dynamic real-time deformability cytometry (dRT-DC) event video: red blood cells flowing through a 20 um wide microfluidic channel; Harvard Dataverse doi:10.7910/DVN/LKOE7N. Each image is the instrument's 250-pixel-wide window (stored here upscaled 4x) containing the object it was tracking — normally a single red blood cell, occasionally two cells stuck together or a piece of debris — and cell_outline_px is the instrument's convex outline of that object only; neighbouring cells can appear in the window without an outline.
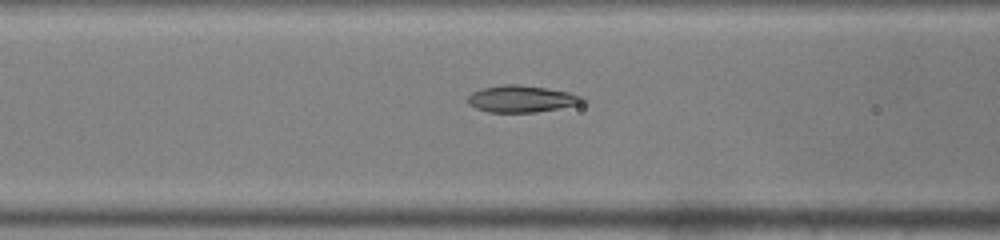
{"species": "common noctule bat (a hibernating species)", "species_latin": "Nyctalus noctula", "temperature_condition": "warm", "stored_images_in_passage": 39, "camera_frame_rate_fps": 3000, "um_per_image_px": 0.085, "animal": {"sex": "male", "body_mass_g": 19.0, "forearm_length_mm": 50.8}, "frame": {"image": 1, "passage_image": 9, "time_ms": 2.667, "image_size_px": [1000, 240], "cell_outline_px": [[588, 100], [580, 104], [560, 108], [536, 112], [488, 112], [476, 108], [468, 104], [468, 96], [472, 92], [484, 88], [504, 84], [516, 84], [544, 88], [568, 92], [584, 96]], "centroid_in_image_um": [44.36, 8.41], "position_along_channel_um": 122.2, "area_um2": 17.86}}
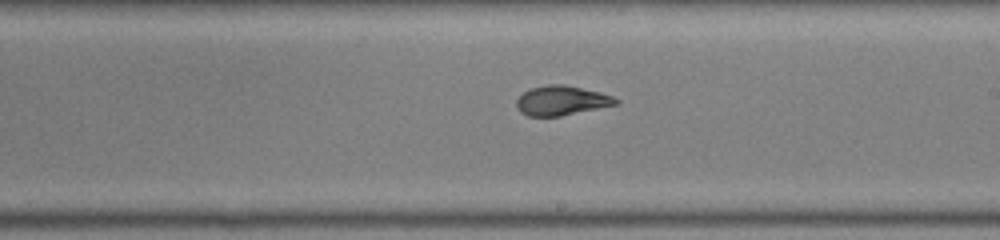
{"frame": {"image": 2, "passage_image": 18, "time_ms": 5.667, "image_size_px": [1000, 240], "cell_outline_px": [[620, 100], [616, 104], [560, 116], [528, 116], [520, 112], [516, 108], [516, 100], [524, 92], [532, 88], [548, 84], [564, 84], [600, 92], [612, 96]], "centroid_in_image_um": [47.7, 8.54], "position_along_channel_um": 241.3, "area_um2": 16.94}}
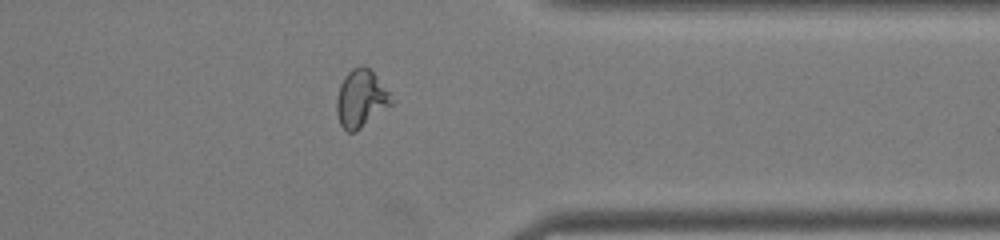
{"frame": {"image": 3, "passage_image": 29, "time_ms": 9.333, "image_size_px": [1000, 240], "cell_outline_px": [[392, 104], [356, 132], [348, 132], [340, 124], [336, 112], [336, 100], [340, 84], [344, 76], [352, 68], [360, 64], [364, 64], [376, 76], [388, 92]], "centroid_in_image_um": [30.64, 8.38], "position_along_channel_um": 380.8, "area_um2": 18.15}, "authors_computed_cell_mechanics": {"area_um2": 17.918, "velocity_mm_per_s": 3.9777, "shape_relaxation_time_tau1_ms": null, "shape_relaxation_time_tau2_ms": 1.1689, "deformation_change_tau1": null, "deformation_change_tau2": 0.0698}}